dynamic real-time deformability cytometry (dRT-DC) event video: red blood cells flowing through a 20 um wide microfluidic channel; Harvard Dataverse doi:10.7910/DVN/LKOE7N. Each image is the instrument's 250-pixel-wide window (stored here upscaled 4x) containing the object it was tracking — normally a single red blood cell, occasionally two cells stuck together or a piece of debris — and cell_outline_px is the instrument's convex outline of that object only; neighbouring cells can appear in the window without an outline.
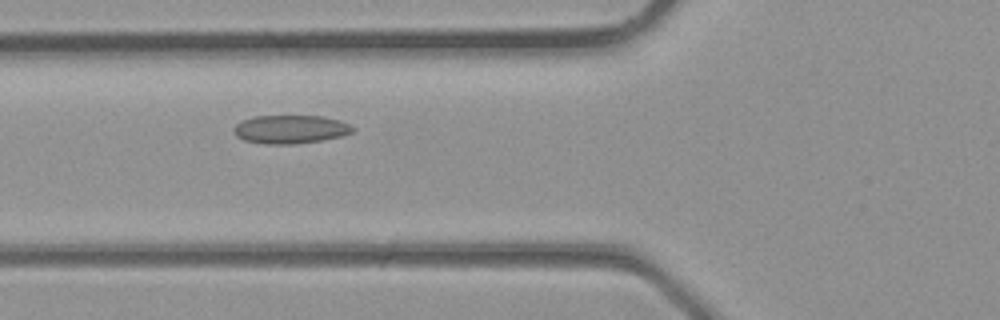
{"species": "common noctule bat (a hibernating species)", "species_latin": "Nyctalus noctula", "temperature_condition": "room temperature", "stored_images_in_passage": 4, "camera_frame_rate_fps": 3000, "um_per_image_px": 0.085, "animal": {"sex": "male", "body_mass_g": 23.1, "forearm_length_mm": 52.7}, "frame": {"image": 1, "passage_image": 3, "time_ms": 0.667, "image_size_px": [1000, 320], "cell_outline_px": [[356, 128], [352, 132], [340, 136], [320, 140], [292, 144], [260, 144], [244, 140], [236, 136], [232, 132], [232, 128], [240, 120], [252, 116], [324, 116], [340, 120]], "centroid_in_image_um": [24.62, 10.98], "position_along_channel_um": 101.2, "area_um2": 19.88}}
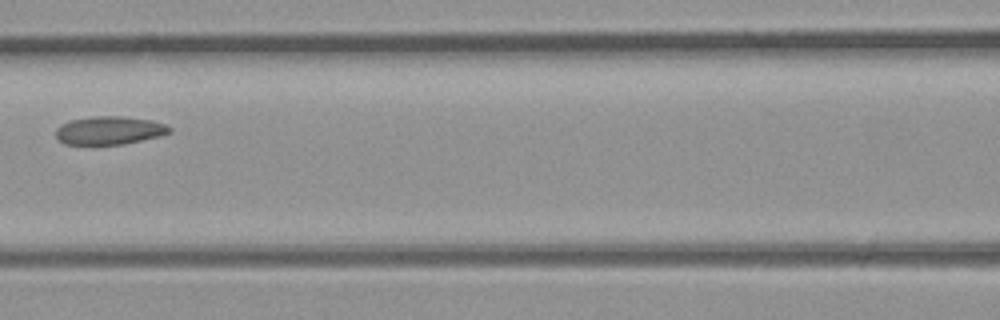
{"frame": {"image": 2, "passage_image": 4, "time_ms": 1.0, "image_size_px": [1000, 320], "cell_outline_px": [[172, 132], [160, 136], [124, 144], [64, 144], [56, 136], [56, 128], [60, 124], [68, 120], [92, 116], [124, 116], [152, 120], [164, 124], [172, 128]], "centroid_in_image_um": [9.3, 11.07], "position_along_channel_um": 157.3, "area_um2": 18.84}}